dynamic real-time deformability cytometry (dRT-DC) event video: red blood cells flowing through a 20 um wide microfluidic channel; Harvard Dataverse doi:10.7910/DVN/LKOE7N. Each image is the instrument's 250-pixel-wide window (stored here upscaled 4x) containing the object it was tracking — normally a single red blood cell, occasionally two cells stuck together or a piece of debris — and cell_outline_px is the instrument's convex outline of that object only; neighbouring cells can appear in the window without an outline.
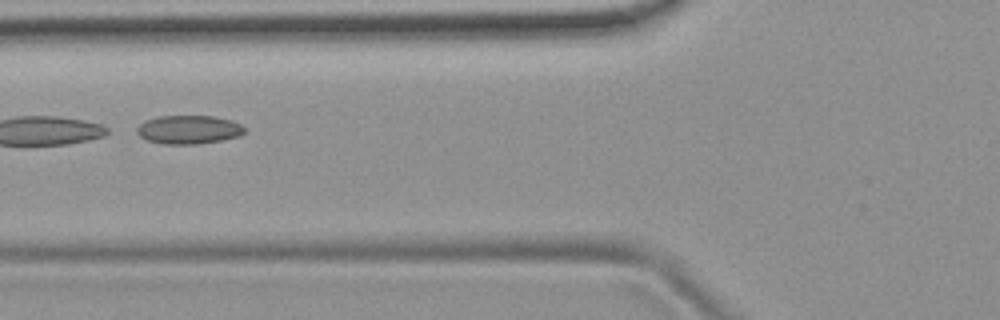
{"species": "common noctule bat (a hibernating species)", "species_latin": "Nyctalus noctula", "temperature_condition": "room temperature", "stored_images_in_passage": 8, "camera_frame_rate_fps": 3000, "um_per_image_px": 0.085, "animal": {"sex": "female", "body_mass_g": 19.9}, "frame": {"image": 1, "passage_image": 6, "time_ms": 1.667, "image_size_px": [1000, 320], "cell_outline_px": [[244, 132], [240, 136], [200, 144], [160, 144], [144, 140], [136, 132], [136, 128], [144, 120], [160, 116], [212, 116], [232, 120], [240, 124], [244, 128]], "centroid_in_image_um": [15.99, 11.02], "position_along_channel_um": 109.8, "area_um2": 18.09}}
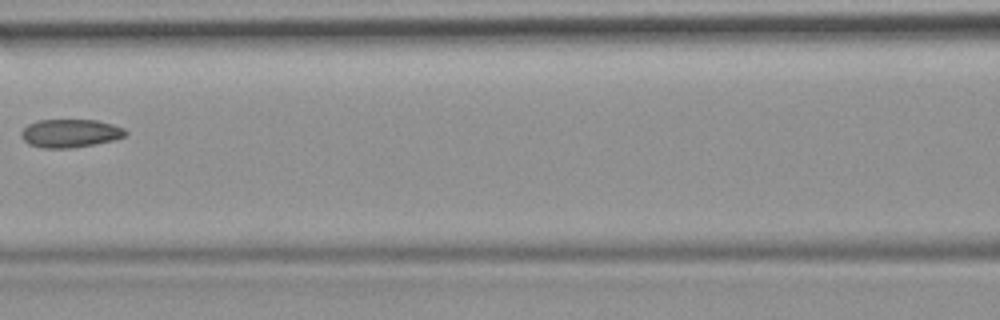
{"frame": {"image": 2, "passage_image": 7, "time_ms": 2.0, "image_size_px": [1000, 320], "cell_outline_px": [[128, 132], [124, 136], [112, 140], [72, 148], [44, 148], [28, 144], [20, 136], [20, 132], [28, 124], [36, 120], [96, 120], [112, 124], [124, 128]], "centroid_in_image_um": [5.93, 11.32], "position_along_channel_um": 160.7, "area_um2": 17.11}}
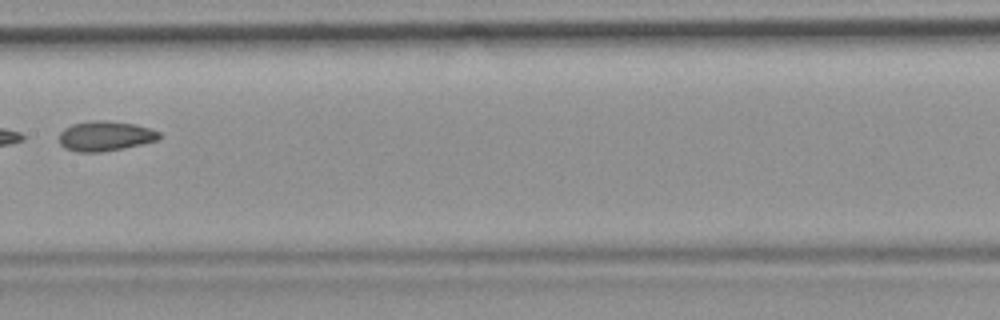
{"frame": {"image": 3, "passage_image": 8, "time_ms": 2.333, "image_size_px": [1000, 320], "cell_outline_px": [[160, 136], [156, 140], [124, 148], [100, 152], [76, 152], [64, 148], [60, 144], [60, 132], [64, 128], [72, 124], [88, 120], [104, 120], [136, 124], [160, 132]], "centroid_in_image_um": [8.9, 11.55], "position_along_channel_um": 198.5, "area_um2": 17.46}}